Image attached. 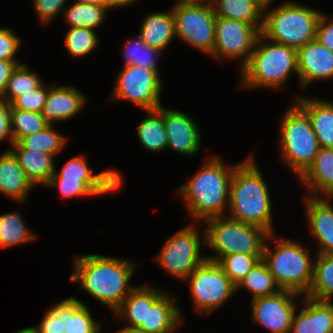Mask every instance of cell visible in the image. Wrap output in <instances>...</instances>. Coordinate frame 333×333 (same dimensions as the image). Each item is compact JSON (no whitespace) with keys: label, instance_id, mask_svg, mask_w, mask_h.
<instances>
[{"label":"cell","instance_id":"6da1fadb","mask_svg":"<svg viewBox=\"0 0 333 333\" xmlns=\"http://www.w3.org/2000/svg\"><path fill=\"white\" fill-rule=\"evenodd\" d=\"M72 282L114 312L135 288L129 284L135 263L119 257L83 254L74 257Z\"/></svg>","mask_w":333,"mask_h":333},{"label":"cell","instance_id":"7a4b0ae2","mask_svg":"<svg viewBox=\"0 0 333 333\" xmlns=\"http://www.w3.org/2000/svg\"><path fill=\"white\" fill-rule=\"evenodd\" d=\"M235 166L225 167L219 156L209 157L189 182L180 186L178 192L197 225L213 217L225 216L223 212L229 205V188Z\"/></svg>","mask_w":333,"mask_h":333},{"label":"cell","instance_id":"3957f363","mask_svg":"<svg viewBox=\"0 0 333 333\" xmlns=\"http://www.w3.org/2000/svg\"><path fill=\"white\" fill-rule=\"evenodd\" d=\"M262 173L249 156L237 163L229 188L228 217L261 227L272 234V203Z\"/></svg>","mask_w":333,"mask_h":333},{"label":"cell","instance_id":"277c9868","mask_svg":"<svg viewBox=\"0 0 333 333\" xmlns=\"http://www.w3.org/2000/svg\"><path fill=\"white\" fill-rule=\"evenodd\" d=\"M240 70L243 87L283 88L293 71L298 77L297 49L260 33L248 63Z\"/></svg>","mask_w":333,"mask_h":333},{"label":"cell","instance_id":"5b68a950","mask_svg":"<svg viewBox=\"0 0 333 333\" xmlns=\"http://www.w3.org/2000/svg\"><path fill=\"white\" fill-rule=\"evenodd\" d=\"M275 233L268 240H275V250L265 244L263 261L281 290H290L305 296L312 285L314 261L311 260L309 248L299 241L277 239ZM268 245V246H267Z\"/></svg>","mask_w":333,"mask_h":333},{"label":"cell","instance_id":"8992f818","mask_svg":"<svg viewBox=\"0 0 333 333\" xmlns=\"http://www.w3.org/2000/svg\"><path fill=\"white\" fill-rule=\"evenodd\" d=\"M204 222L205 246L215 252V255L207 257L208 260L217 261L221 256L233 253L263 255L265 240L270 235L265 229L226 215Z\"/></svg>","mask_w":333,"mask_h":333},{"label":"cell","instance_id":"52a82bcc","mask_svg":"<svg viewBox=\"0 0 333 333\" xmlns=\"http://www.w3.org/2000/svg\"><path fill=\"white\" fill-rule=\"evenodd\" d=\"M283 115L279 153L282 161L300 178L312 165L320 146L309 116L296 102Z\"/></svg>","mask_w":333,"mask_h":333},{"label":"cell","instance_id":"ba28073f","mask_svg":"<svg viewBox=\"0 0 333 333\" xmlns=\"http://www.w3.org/2000/svg\"><path fill=\"white\" fill-rule=\"evenodd\" d=\"M261 33L268 39L298 49L316 39L320 11L285 1L276 8L264 12Z\"/></svg>","mask_w":333,"mask_h":333},{"label":"cell","instance_id":"9c48e42d","mask_svg":"<svg viewBox=\"0 0 333 333\" xmlns=\"http://www.w3.org/2000/svg\"><path fill=\"white\" fill-rule=\"evenodd\" d=\"M176 35L197 51L211 55L216 15L211 2L178 1L173 5Z\"/></svg>","mask_w":333,"mask_h":333},{"label":"cell","instance_id":"30bf717a","mask_svg":"<svg viewBox=\"0 0 333 333\" xmlns=\"http://www.w3.org/2000/svg\"><path fill=\"white\" fill-rule=\"evenodd\" d=\"M188 281L192 304L199 313L209 314L236 293V286L216 262L206 259L184 280Z\"/></svg>","mask_w":333,"mask_h":333},{"label":"cell","instance_id":"8fae6325","mask_svg":"<svg viewBox=\"0 0 333 333\" xmlns=\"http://www.w3.org/2000/svg\"><path fill=\"white\" fill-rule=\"evenodd\" d=\"M196 227L190 224L178 230L167 239L155 258L167 273L180 280H185L199 264L207 259V256L200 255L201 245H206L205 232L203 231L204 239H202Z\"/></svg>","mask_w":333,"mask_h":333},{"label":"cell","instance_id":"7c38bea8","mask_svg":"<svg viewBox=\"0 0 333 333\" xmlns=\"http://www.w3.org/2000/svg\"><path fill=\"white\" fill-rule=\"evenodd\" d=\"M122 68L110 99L130 101L145 111L158 109L162 105L160 95L163 88L160 73L136 65Z\"/></svg>","mask_w":333,"mask_h":333},{"label":"cell","instance_id":"4fadbf2b","mask_svg":"<svg viewBox=\"0 0 333 333\" xmlns=\"http://www.w3.org/2000/svg\"><path fill=\"white\" fill-rule=\"evenodd\" d=\"M261 31L248 23L216 16L215 46L211 56L219 60L241 59L242 69L249 61Z\"/></svg>","mask_w":333,"mask_h":333},{"label":"cell","instance_id":"5bb4252c","mask_svg":"<svg viewBox=\"0 0 333 333\" xmlns=\"http://www.w3.org/2000/svg\"><path fill=\"white\" fill-rule=\"evenodd\" d=\"M299 295L290 290H280L276 294L253 299L252 320L272 333H290L296 311L293 300Z\"/></svg>","mask_w":333,"mask_h":333},{"label":"cell","instance_id":"9a60e30c","mask_svg":"<svg viewBox=\"0 0 333 333\" xmlns=\"http://www.w3.org/2000/svg\"><path fill=\"white\" fill-rule=\"evenodd\" d=\"M158 110L164 116L167 148L185 156L197 155L201 148V132L194 119L184 112L167 109L163 105Z\"/></svg>","mask_w":333,"mask_h":333},{"label":"cell","instance_id":"2e32d148","mask_svg":"<svg viewBox=\"0 0 333 333\" xmlns=\"http://www.w3.org/2000/svg\"><path fill=\"white\" fill-rule=\"evenodd\" d=\"M175 301L176 297L172 299L168 293L147 284L146 325L139 329L148 333H175L177 327L184 324Z\"/></svg>","mask_w":333,"mask_h":333},{"label":"cell","instance_id":"e0dca14e","mask_svg":"<svg viewBox=\"0 0 333 333\" xmlns=\"http://www.w3.org/2000/svg\"><path fill=\"white\" fill-rule=\"evenodd\" d=\"M300 86L308 87L318 80L333 79V51L314 39L297 49Z\"/></svg>","mask_w":333,"mask_h":333},{"label":"cell","instance_id":"ac0fdd59","mask_svg":"<svg viewBox=\"0 0 333 333\" xmlns=\"http://www.w3.org/2000/svg\"><path fill=\"white\" fill-rule=\"evenodd\" d=\"M84 156L72 157L62 166L60 172L55 170L51 177H66L84 180L98 195L117 191L122 185V176L117 170H105L93 174Z\"/></svg>","mask_w":333,"mask_h":333},{"label":"cell","instance_id":"d6986e66","mask_svg":"<svg viewBox=\"0 0 333 333\" xmlns=\"http://www.w3.org/2000/svg\"><path fill=\"white\" fill-rule=\"evenodd\" d=\"M48 86V95L42 110V116L50 124L63 122L79 114L86 104L85 96L74 86Z\"/></svg>","mask_w":333,"mask_h":333},{"label":"cell","instance_id":"ffe728a7","mask_svg":"<svg viewBox=\"0 0 333 333\" xmlns=\"http://www.w3.org/2000/svg\"><path fill=\"white\" fill-rule=\"evenodd\" d=\"M305 208L313 238L318 241V253L333 254V207L329 197L305 196Z\"/></svg>","mask_w":333,"mask_h":333},{"label":"cell","instance_id":"44dd1931","mask_svg":"<svg viewBox=\"0 0 333 333\" xmlns=\"http://www.w3.org/2000/svg\"><path fill=\"white\" fill-rule=\"evenodd\" d=\"M302 297L304 307L295 311L290 333H333V301Z\"/></svg>","mask_w":333,"mask_h":333},{"label":"cell","instance_id":"7402d4cb","mask_svg":"<svg viewBox=\"0 0 333 333\" xmlns=\"http://www.w3.org/2000/svg\"><path fill=\"white\" fill-rule=\"evenodd\" d=\"M299 179L310 196L330 197L333 194V148L320 147L312 165Z\"/></svg>","mask_w":333,"mask_h":333},{"label":"cell","instance_id":"603a6c76","mask_svg":"<svg viewBox=\"0 0 333 333\" xmlns=\"http://www.w3.org/2000/svg\"><path fill=\"white\" fill-rule=\"evenodd\" d=\"M33 186L13 152L5 150L0 155V193L23 203Z\"/></svg>","mask_w":333,"mask_h":333},{"label":"cell","instance_id":"cb8c5ba5","mask_svg":"<svg viewBox=\"0 0 333 333\" xmlns=\"http://www.w3.org/2000/svg\"><path fill=\"white\" fill-rule=\"evenodd\" d=\"M294 100L309 116L319 146L333 148V102L307 96Z\"/></svg>","mask_w":333,"mask_h":333},{"label":"cell","instance_id":"d4e9b609","mask_svg":"<svg viewBox=\"0 0 333 333\" xmlns=\"http://www.w3.org/2000/svg\"><path fill=\"white\" fill-rule=\"evenodd\" d=\"M142 21L139 36L152 48L164 51L177 37L172 8L168 12L148 14Z\"/></svg>","mask_w":333,"mask_h":333},{"label":"cell","instance_id":"484cf974","mask_svg":"<svg viewBox=\"0 0 333 333\" xmlns=\"http://www.w3.org/2000/svg\"><path fill=\"white\" fill-rule=\"evenodd\" d=\"M11 147L13 148L10 150L33 185L45 186L56 170L54 155L24 149L18 142L13 143Z\"/></svg>","mask_w":333,"mask_h":333},{"label":"cell","instance_id":"4316f807","mask_svg":"<svg viewBox=\"0 0 333 333\" xmlns=\"http://www.w3.org/2000/svg\"><path fill=\"white\" fill-rule=\"evenodd\" d=\"M215 15L251 24L262 31L264 12L254 0H212Z\"/></svg>","mask_w":333,"mask_h":333},{"label":"cell","instance_id":"83f0119b","mask_svg":"<svg viewBox=\"0 0 333 333\" xmlns=\"http://www.w3.org/2000/svg\"><path fill=\"white\" fill-rule=\"evenodd\" d=\"M147 116L136 126L137 138L141 145L152 152L167 148L168 138L164 126V116L158 109L147 110Z\"/></svg>","mask_w":333,"mask_h":333},{"label":"cell","instance_id":"f1b7e54d","mask_svg":"<svg viewBox=\"0 0 333 333\" xmlns=\"http://www.w3.org/2000/svg\"><path fill=\"white\" fill-rule=\"evenodd\" d=\"M315 259L312 285L305 296L319 301L332 302L333 254L317 253Z\"/></svg>","mask_w":333,"mask_h":333},{"label":"cell","instance_id":"f546056e","mask_svg":"<svg viewBox=\"0 0 333 333\" xmlns=\"http://www.w3.org/2000/svg\"><path fill=\"white\" fill-rule=\"evenodd\" d=\"M113 313L115 317L126 320V327L146 325L147 284L135 287Z\"/></svg>","mask_w":333,"mask_h":333},{"label":"cell","instance_id":"4dcf8cb0","mask_svg":"<svg viewBox=\"0 0 333 333\" xmlns=\"http://www.w3.org/2000/svg\"><path fill=\"white\" fill-rule=\"evenodd\" d=\"M108 10L104 4L75 1L65 8L63 17L69 28L86 27L95 30L103 23Z\"/></svg>","mask_w":333,"mask_h":333},{"label":"cell","instance_id":"1f68e13d","mask_svg":"<svg viewBox=\"0 0 333 333\" xmlns=\"http://www.w3.org/2000/svg\"><path fill=\"white\" fill-rule=\"evenodd\" d=\"M242 287H245L252 293L251 300L270 296L281 290L263 260H260L238 283L236 292L240 288L242 289Z\"/></svg>","mask_w":333,"mask_h":333},{"label":"cell","instance_id":"d6a6232c","mask_svg":"<svg viewBox=\"0 0 333 333\" xmlns=\"http://www.w3.org/2000/svg\"><path fill=\"white\" fill-rule=\"evenodd\" d=\"M101 323L95 322L89 308L76 298H66L65 333H101Z\"/></svg>","mask_w":333,"mask_h":333},{"label":"cell","instance_id":"836d02e7","mask_svg":"<svg viewBox=\"0 0 333 333\" xmlns=\"http://www.w3.org/2000/svg\"><path fill=\"white\" fill-rule=\"evenodd\" d=\"M24 222L19 212L0 215V248L17 246L38 237L27 228Z\"/></svg>","mask_w":333,"mask_h":333},{"label":"cell","instance_id":"e575fe53","mask_svg":"<svg viewBox=\"0 0 333 333\" xmlns=\"http://www.w3.org/2000/svg\"><path fill=\"white\" fill-rule=\"evenodd\" d=\"M42 84L39 75L21 63L13 70L4 95L0 99L11 104L18 96L34 91Z\"/></svg>","mask_w":333,"mask_h":333},{"label":"cell","instance_id":"d590c367","mask_svg":"<svg viewBox=\"0 0 333 333\" xmlns=\"http://www.w3.org/2000/svg\"><path fill=\"white\" fill-rule=\"evenodd\" d=\"M48 125L49 123L39 112L10 108V129L13 143L44 130Z\"/></svg>","mask_w":333,"mask_h":333},{"label":"cell","instance_id":"8d00e7d4","mask_svg":"<svg viewBox=\"0 0 333 333\" xmlns=\"http://www.w3.org/2000/svg\"><path fill=\"white\" fill-rule=\"evenodd\" d=\"M66 141V137L55 131L54 125L49 124L44 130L24 137L18 143L24 149L56 156L64 149Z\"/></svg>","mask_w":333,"mask_h":333},{"label":"cell","instance_id":"74e56055","mask_svg":"<svg viewBox=\"0 0 333 333\" xmlns=\"http://www.w3.org/2000/svg\"><path fill=\"white\" fill-rule=\"evenodd\" d=\"M123 55L125 57V62L123 67L136 65L141 66L148 70H158L157 56L163 53L162 50L152 48L148 46L141 37L132 38L128 41L123 48Z\"/></svg>","mask_w":333,"mask_h":333},{"label":"cell","instance_id":"f35d334b","mask_svg":"<svg viewBox=\"0 0 333 333\" xmlns=\"http://www.w3.org/2000/svg\"><path fill=\"white\" fill-rule=\"evenodd\" d=\"M65 47L74 58L89 55L99 45L96 30L86 27L69 28L65 34Z\"/></svg>","mask_w":333,"mask_h":333},{"label":"cell","instance_id":"ab89813d","mask_svg":"<svg viewBox=\"0 0 333 333\" xmlns=\"http://www.w3.org/2000/svg\"><path fill=\"white\" fill-rule=\"evenodd\" d=\"M263 259V255L233 253L221 256L216 262L222 267L232 283L237 286L246 274Z\"/></svg>","mask_w":333,"mask_h":333},{"label":"cell","instance_id":"60d3db41","mask_svg":"<svg viewBox=\"0 0 333 333\" xmlns=\"http://www.w3.org/2000/svg\"><path fill=\"white\" fill-rule=\"evenodd\" d=\"M33 333H65L66 299L48 309L38 326L29 328Z\"/></svg>","mask_w":333,"mask_h":333},{"label":"cell","instance_id":"b9f144b4","mask_svg":"<svg viewBox=\"0 0 333 333\" xmlns=\"http://www.w3.org/2000/svg\"><path fill=\"white\" fill-rule=\"evenodd\" d=\"M49 187H56L65 200L73 197H91L98 194L81 179H72L66 177H51L46 184Z\"/></svg>","mask_w":333,"mask_h":333},{"label":"cell","instance_id":"7bdbcfd3","mask_svg":"<svg viewBox=\"0 0 333 333\" xmlns=\"http://www.w3.org/2000/svg\"><path fill=\"white\" fill-rule=\"evenodd\" d=\"M44 85L43 83L36 90L18 96L10 104V108L42 113L48 95V87Z\"/></svg>","mask_w":333,"mask_h":333},{"label":"cell","instance_id":"ee69618b","mask_svg":"<svg viewBox=\"0 0 333 333\" xmlns=\"http://www.w3.org/2000/svg\"><path fill=\"white\" fill-rule=\"evenodd\" d=\"M21 40L10 28H0V60L18 61L16 54L21 49Z\"/></svg>","mask_w":333,"mask_h":333},{"label":"cell","instance_id":"f6af8a7d","mask_svg":"<svg viewBox=\"0 0 333 333\" xmlns=\"http://www.w3.org/2000/svg\"><path fill=\"white\" fill-rule=\"evenodd\" d=\"M40 22L44 25L50 23L65 6L66 0H32Z\"/></svg>","mask_w":333,"mask_h":333},{"label":"cell","instance_id":"bcb514c9","mask_svg":"<svg viewBox=\"0 0 333 333\" xmlns=\"http://www.w3.org/2000/svg\"><path fill=\"white\" fill-rule=\"evenodd\" d=\"M316 39L333 51V18L329 20L328 15L321 13L316 29Z\"/></svg>","mask_w":333,"mask_h":333},{"label":"cell","instance_id":"7dc6e473","mask_svg":"<svg viewBox=\"0 0 333 333\" xmlns=\"http://www.w3.org/2000/svg\"><path fill=\"white\" fill-rule=\"evenodd\" d=\"M7 138L12 145L13 137L10 129V104L0 99V142Z\"/></svg>","mask_w":333,"mask_h":333},{"label":"cell","instance_id":"c3c4849f","mask_svg":"<svg viewBox=\"0 0 333 333\" xmlns=\"http://www.w3.org/2000/svg\"><path fill=\"white\" fill-rule=\"evenodd\" d=\"M19 64H21V62H19V61L0 60V98L4 95V92H5L7 84H8V80H9L13 70Z\"/></svg>","mask_w":333,"mask_h":333},{"label":"cell","instance_id":"681fc988","mask_svg":"<svg viewBox=\"0 0 333 333\" xmlns=\"http://www.w3.org/2000/svg\"><path fill=\"white\" fill-rule=\"evenodd\" d=\"M138 0H103L104 5L108 8V9H113V8H119L122 6H130V4H133L134 2H136Z\"/></svg>","mask_w":333,"mask_h":333},{"label":"cell","instance_id":"f907efd6","mask_svg":"<svg viewBox=\"0 0 333 333\" xmlns=\"http://www.w3.org/2000/svg\"><path fill=\"white\" fill-rule=\"evenodd\" d=\"M254 2L261 8L263 12H266V10L270 8L269 5L271 2H273V0H254Z\"/></svg>","mask_w":333,"mask_h":333},{"label":"cell","instance_id":"816d5d0a","mask_svg":"<svg viewBox=\"0 0 333 333\" xmlns=\"http://www.w3.org/2000/svg\"><path fill=\"white\" fill-rule=\"evenodd\" d=\"M117 333H148V332H144L139 328L124 327L120 329Z\"/></svg>","mask_w":333,"mask_h":333},{"label":"cell","instance_id":"f5cc1de1","mask_svg":"<svg viewBox=\"0 0 333 333\" xmlns=\"http://www.w3.org/2000/svg\"><path fill=\"white\" fill-rule=\"evenodd\" d=\"M83 3L104 4L103 0H76Z\"/></svg>","mask_w":333,"mask_h":333},{"label":"cell","instance_id":"db71d44e","mask_svg":"<svg viewBox=\"0 0 333 333\" xmlns=\"http://www.w3.org/2000/svg\"><path fill=\"white\" fill-rule=\"evenodd\" d=\"M14 333H33L29 328L21 329L18 330L17 332Z\"/></svg>","mask_w":333,"mask_h":333},{"label":"cell","instance_id":"11a10c76","mask_svg":"<svg viewBox=\"0 0 333 333\" xmlns=\"http://www.w3.org/2000/svg\"><path fill=\"white\" fill-rule=\"evenodd\" d=\"M178 1L211 2L212 0H178Z\"/></svg>","mask_w":333,"mask_h":333}]
</instances>
